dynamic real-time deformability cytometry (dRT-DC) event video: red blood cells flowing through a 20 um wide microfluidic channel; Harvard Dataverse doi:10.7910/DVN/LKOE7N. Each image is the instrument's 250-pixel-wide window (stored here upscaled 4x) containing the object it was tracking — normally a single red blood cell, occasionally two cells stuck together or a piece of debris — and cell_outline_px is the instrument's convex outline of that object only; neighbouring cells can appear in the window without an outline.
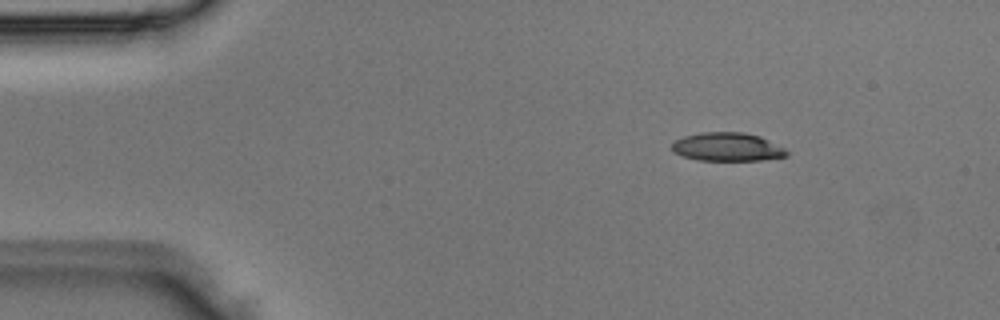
{"species": "Egyptian fruit bat (a non-hibernating species)", "species_latin": "Rousettus aegyptiacus", "temperature_condition": "room temperature", "stored_images_in_passage": 4, "camera_frame_rate_fps": 3000, "um_per_image_px": 0.085, "animal": {"sex": "male"}, "frame": {"image": 1, "passage_image": 2, "time_ms": 0.333, "image_size_px": [1000, 320], "cell_outline_px": [[788, 156], [760, 160], [696, 160], [672, 152], [672, 144], [676, 140], [684, 136], [704, 132], [744, 132], [760, 136], [784, 148], [788, 152]], "centroid_in_image_um": [61.82, 12.49], "position_along_channel_um": 23.2, "area_um2": 18.96}}